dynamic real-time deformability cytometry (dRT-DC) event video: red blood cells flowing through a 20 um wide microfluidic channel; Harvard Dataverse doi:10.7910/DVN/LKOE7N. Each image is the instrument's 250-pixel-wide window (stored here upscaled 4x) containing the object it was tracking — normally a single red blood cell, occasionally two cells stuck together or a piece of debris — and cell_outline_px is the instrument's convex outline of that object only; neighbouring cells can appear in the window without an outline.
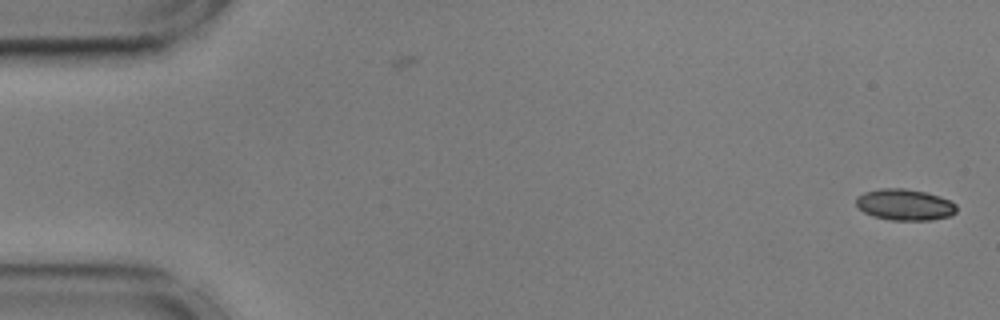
{"species": "common noctule bat (a hibernating species)", "species_latin": "Nyctalus noctula", "temperature_condition": "cold", "stored_images_in_passage": 23, "camera_frame_rate_fps": 3000, "um_per_image_px": 0.085, "animal": {"sex": "male", "body_mass_g": 17.9, "forearm_length_mm": 54.2}, "frame": {"image": 1, "passage_image": 1, "time_ms": 0.0, "image_size_px": [1000, 320], "cell_outline_px": [[956, 212], [948, 216], [932, 220], [892, 220], [872, 216], [864, 212], [856, 204], [856, 196], [864, 192], [880, 188], [904, 188], [924, 192], [940, 196], [956, 204]], "centroid_in_image_um": [76.88, 17.39], "position_along_channel_um": 8.1, "area_um2": 18.26}}
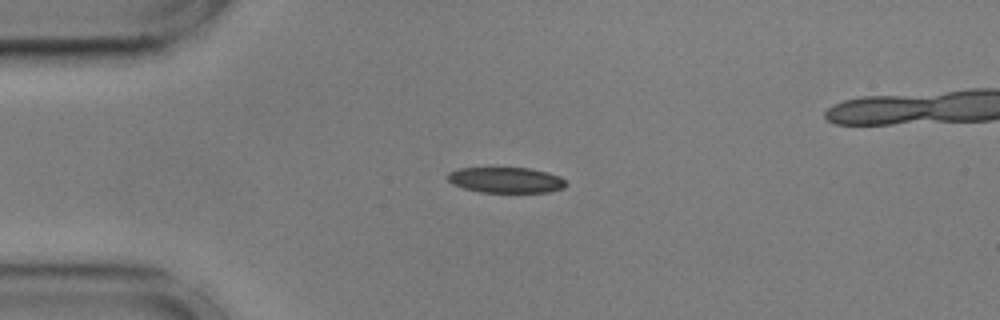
{"frame": {"image": 2, "passage_image": 13, "time_ms": 4.0, "image_size_px": [1000, 320], "cell_outline_px": [[568, 184], [564, 188], [548, 192], [480, 192], [464, 188], [452, 184], [448, 180], [448, 172], [460, 168], [528, 168], [548, 172], [560, 176]], "centroid_in_image_um": [43.02, 15.3], "position_along_channel_um": 42.0, "area_um2": 17.69}}